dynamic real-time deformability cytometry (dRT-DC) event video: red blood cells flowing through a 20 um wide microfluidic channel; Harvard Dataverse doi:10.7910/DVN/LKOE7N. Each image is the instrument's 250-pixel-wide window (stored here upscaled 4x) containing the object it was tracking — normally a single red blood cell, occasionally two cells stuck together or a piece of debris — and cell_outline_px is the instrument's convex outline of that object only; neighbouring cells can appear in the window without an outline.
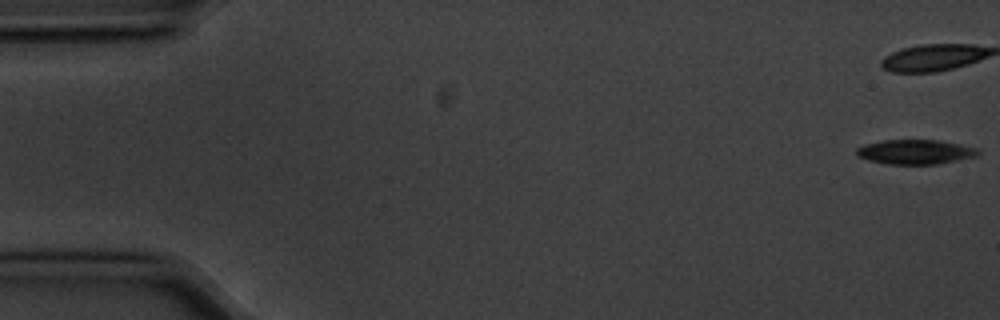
{"species": "common noctule bat (a hibernating species)", "species_latin": "Nyctalus noctula", "temperature_condition": "cold", "stored_images_in_passage": 13, "camera_frame_rate_fps": 3000, "um_per_image_px": 0.085, "animal": {"sex": "male", "body_mass_g": 20.1, "forearm_length_mm": 53.5}, "frame": {"image": 1, "passage_image": 1, "time_ms": 0.0, "image_size_px": [1000, 320], "cell_outline_px": [[980, 152], [976, 156], [936, 164], [888, 164], [868, 160], [856, 156], [856, 148], [864, 144], [884, 140], [940, 140], [960, 144], [976, 148]], "centroid_in_image_um": [77.76, 12.9], "position_along_channel_um": 7.2, "area_um2": 17.34}}